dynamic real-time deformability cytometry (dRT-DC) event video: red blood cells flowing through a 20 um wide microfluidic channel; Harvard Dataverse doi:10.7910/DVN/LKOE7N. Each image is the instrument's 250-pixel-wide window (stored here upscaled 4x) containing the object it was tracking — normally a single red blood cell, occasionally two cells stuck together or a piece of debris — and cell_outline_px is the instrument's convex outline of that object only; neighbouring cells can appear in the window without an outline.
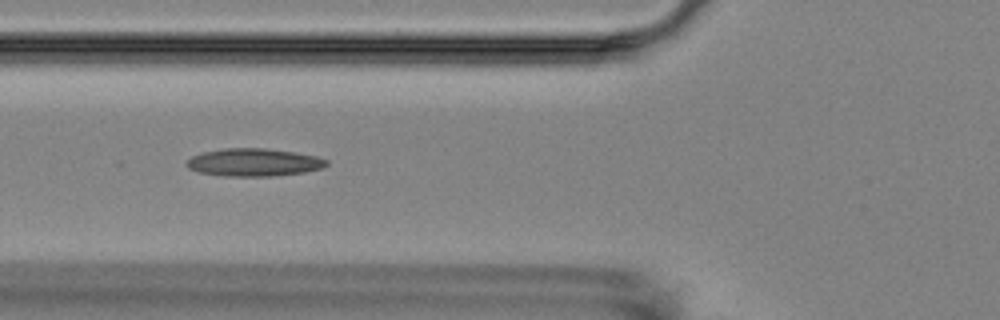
{"species": "Egyptian fruit bat (a non-hibernating species)", "species_latin": "Rousettus aegyptiacus", "temperature_condition": "room temperature", "stored_images_in_passage": 8, "camera_frame_rate_fps": 3000, "um_per_image_px": 0.085, "animal": {"sex": "female"}, "frame": {"image": 1, "passage_image": 7, "time_ms": 6.667, "image_size_px": [1000, 320], "cell_outline_px": [[328, 164], [324, 168], [304, 172], [272, 176], [224, 176], [200, 172], [188, 168], [184, 164], [192, 156], [204, 152], [224, 148], [264, 148], [292, 152], [316, 156], [328, 160]], "centroid_in_image_um": [21.58, 13.8], "position_along_channel_um": 104.2, "area_um2": 22.54}}